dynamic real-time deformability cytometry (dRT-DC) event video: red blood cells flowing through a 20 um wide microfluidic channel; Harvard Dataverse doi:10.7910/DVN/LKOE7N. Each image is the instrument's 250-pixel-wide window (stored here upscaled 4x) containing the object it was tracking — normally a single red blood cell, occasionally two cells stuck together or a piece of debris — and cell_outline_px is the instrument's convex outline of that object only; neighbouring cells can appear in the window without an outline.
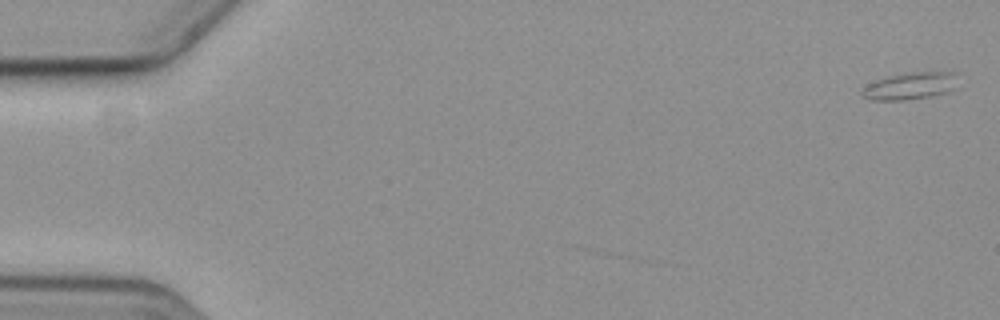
{"species": "common noctule bat (a hibernating species)", "species_latin": "Nyctalus noctula", "temperature_condition": "cold", "stored_images_in_passage": 6, "camera_frame_rate_fps": 3000, "um_per_image_px": 0.085, "animal": {"sex": "female", "body_mass_g": 19.3, "forearm_length_mm": 54.1}, "frame": {"image": 1, "passage_image": 1, "time_ms": 0.0, "image_size_px": [1000, 320], "cell_outline_px": [[956, 88], [948, 92], [928, 96], [904, 100], [872, 100], [864, 96], [860, 92], [860, 88], [876, 80], [888, 76], [904, 72], [956, 72]], "centroid_in_image_um": [77.35, 7.29], "position_along_channel_um": 7.7, "area_um2": 15.2}}
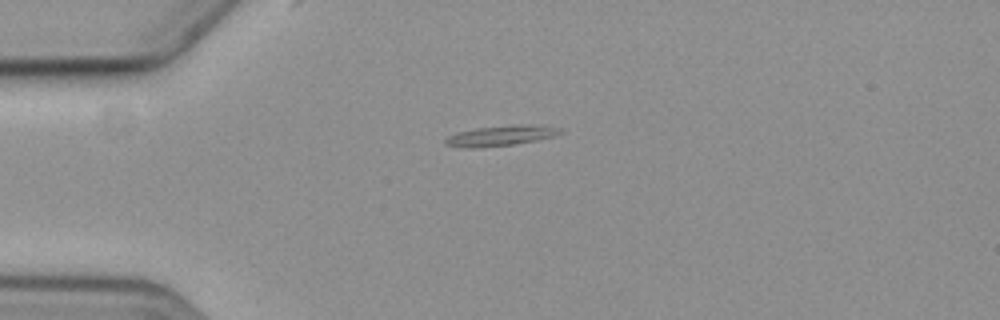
{"frame": {"image": 2, "passage_image": 5, "time_ms": 4.667, "image_size_px": [1000, 320], "cell_outline_px": [[564, 132], [552, 136], [536, 140], [512, 144], [476, 148], [468, 148], [444, 144], [444, 140], [448, 136], [456, 132], [476, 128], [516, 124], [532, 124], [560, 128]], "centroid_in_image_um": [42.54, 11.52], "position_along_channel_um": 42.5, "area_um2": 13.53}}
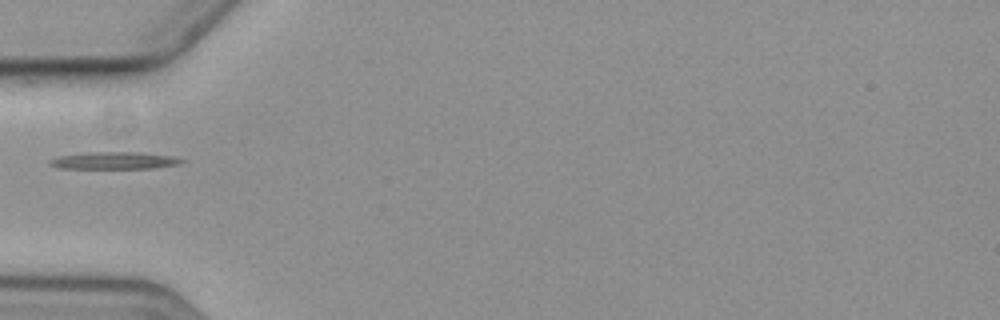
{"frame": {"image": 3, "passage_image": 6, "time_ms": 6.333, "image_size_px": [1000, 320], "cell_outline_px": [[188, 160], [180, 164], [156, 168], [60, 168], [48, 164], [48, 160], [60, 156], [92, 152], [136, 152], [176, 156]], "centroid_in_image_um": [9.81, 13.64], "position_along_channel_um": 75.2, "area_um2": 13.24}}